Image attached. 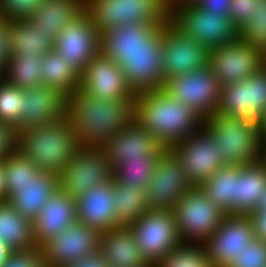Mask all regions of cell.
Masks as SVG:
<instances>
[{
  "label": "cell",
  "mask_w": 266,
  "mask_h": 267,
  "mask_svg": "<svg viewBox=\"0 0 266 267\" xmlns=\"http://www.w3.org/2000/svg\"><path fill=\"white\" fill-rule=\"evenodd\" d=\"M3 167L6 190L25 186L41 172L18 150L3 160Z\"/></svg>",
  "instance_id": "obj_38"
},
{
  "label": "cell",
  "mask_w": 266,
  "mask_h": 267,
  "mask_svg": "<svg viewBox=\"0 0 266 267\" xmlns=\"http://www.w3.org/2000/svg\"><path fill=\"white\" fill-rule=\"evenodd\" d=\"M248 217L252 222L254 237L266 241V211H253Z\"/></svg>",
  "instance_id": "obj_47"
},
{
  "label": "cell",
  "mask_w": 266,
  "mask_h": 267,
  "mask_svg": "<svg viewBox=\"0 0 266 267\" xmlns=\"http://www.w3.org/2000/svg\"><path fill=\"white\" fill-rule=\"evenodd\" d=\"M18 133L15 127L0 120V161L17 150Z\"/></svg>",
  "instance_id": "obj_45"
},
{
  "label": "cell",
  "mask_w": 266,
  "mask_h": 267,
  "mask_svg": "<svg viewBox=\"0 0 266 267\" xmlns=\"http://www.w3.org/2000/svg\"><path fill=\"white\" fill-rule=\"evenodd\" d=\"M266 188V159L242 166L236 180L234 215L248 216L253 212L259 196Z\"/></svg>",
  "instance_id": "obj_30"
},
{
  "label": "cell",
  "mask_w": 266,
  "mask_h": 267,
  "mask_svg": "<svg viewBox=\"0 0 266 267\" xmlns=\"http://www.w3.org/2000/svg\"><path fill=\"white\" fill-rule=\"evenodd\" d=\"M22 111V89L0 77V120L15 126Z\"/></svg>",
  "instance_id": "obj_40"
},
{
  "label": "cell",
  "mask_w": 266,
  "mask_h": 267,
  "mask_svg": "<svg viewBox=\"0 0 266 267\" xmlns=\"http://www.w3.org/2000/svg\"><path fill=\"white\" fill-rule=\"evenodd\" d=\"M9 56L7 21L0 17V76L6 67Z\"/></svg>",
  "instance_id": "obj_48"
},
{
  "label": "cell",
  "mask_w": 266,
  "mask_h": 267,
  "mask_svg": "<svg viewBox=\"0 0 266 267\" xmlns=\"http://www.w3.org/2000/svg\"><path fill=\"white\" fill-rule=\"evenodd\" d=\"M216 113L260 123L266 113V68L245 80L221 85Z\"/></svg>",
  "instance_id": "obj_14"
},
{
  "label": "cell",
  "mask_w": 266,
  "mask_h": 267,
  "mask_svg": "<svg viewBox=\"0 0 266 267\" xmlns=\"http://www.w3.org/2000/svg\"><path fill=\"white\" fill-rule=\"evenodd\" d=\"M8 201V193L5 186L3 161H0V203Z\"/></svg>",
  "instance_id": "obj_50"
},
{
  "label": "cell",
  "mask_w": 266,
  "mask_h": 267,
  "mask_svg": "<svg viewBox=\"0 0 266 267\" xmlns=\"http://www.w3.org/2000/svg\"><path fill=\"white\" fill-rule=\"evenodd\" d=\"M59 189L58 176L41 171L36 178L19 188H9L8 203L23 217L34 220L43 205Z\"/></svg>",
  "instance_id": "obj_26"
},
{
  "label": "cell",
  "mask_w": 266,
  "mask_h": 267,
  "mask_svg": "<svg viewBox=\"0 0 266 267\" xmlns=\"http://www.w3.org/2000/svg\"><path fill=\"white\" fill-rule=\"evenodd\" d=\"M12 251L0 240V267L3 266Z\"/></svg>",
  "instance_id": "obj_52"
},
{
  "label": "cell",
  "mask_w": 266,
  "mask_h": 267,
  "mask_svg": "<svg viewBox=\"0 0 266 267\" xmlns=\"http://www.w3.org/2000/svg\"><path fill=\"white\" fill-rule=\"evenodd\" d=\"M54 50L80 74L100 53V33L86 11L61 31L55 39Z\"/></svg>",
  "instance_id": "obj_18"
},
{
  "label": "cell",
  "mask_w": 266,
  "mask_h": 267,
  "mask_svg": "<svg viewBox=\"0 0 266 267\" xmlns=\"http://www.w3.org/2000/svg\"><path fill=\"white\" fill-rule=\"evenodd\" d=\"M41 66V59L35 55H10L0 77L20 89L41 86Z\"/></svg>",
  "instance_id": "obj_34"
},
{
  "label": "cell",
  "mask_w": 266,
  "mask_h": 267,
  "mask_svg": "<svg viewBox=\"0 0 266 267\" xmlns=\"http://www.w3.org/2000/svg\"><path fill=\"white\" fill-rule=\"evenodd\" d=\"M65 267H109L108 263L99 252L93 255L86 256L82 259L76 260L74 263L66 265Z\"/></svg>",
  "instance_id": "obj_49"
},
{
  "label": "cell",
  "mask_w": 266,
  "mask_h": 267,
  "mask_svg": "<svg viewBox=\"0 0 266 267\" xmlns=\"http://www.w3.org/2000/svg\"><path fill=\"white\" fill-rule=\"evenodd\" d=\"M2 267H43L40 248L29 251H12Z\"/></svg>",
  "instance_id": "obj_43"
},
{
  "label": "cell",
  "mask_w": 266,
  "mask_h": 267,
  "mask_svg": "<svg viewBox=\"0 0 266 267\" xmlns=\"http://www.w3.org/2000/svg\"><path fill=\"white\" fill-rule=\"evenodd\" d=\"M98 252L109 267H152L144 258L129 226L102 232Z\"/></svg>",
  "instance_id": "obj_25"
},
{
  "label": "cell",
  "mask_w": 266,
  "mask_h": 267,
  "mask_svg": "<svg viewBox=\"0 0 266 267\" xmlns=\"http://www.w3.org/2000/svg\"><path fill=\"white\" fill-rule=\"evenodd\" d=\"M162 24H126L100 33V48H132L145 43Z\"/></svg>",
  "instance_id": "obj_35"
},
{
  "label": "cell",
  "mask_w": 266,
  "mask_h": 267,
  "mask_svg": "<svg viewBox=\"0 0 266 267\" xmlns=\"http://www.w3.org/2000/svg\"><path fill=\"white\" fill-rule=\"evenodd\" d=\"M260 129H261V138H262V141L265 147L266 146V113L260 122Z\"/></svg>",
  "instance_id": "obj_54"
},
{
  "label": "cell",
  "mask_w": 266,
  "mask_h": 267,
  "mask_svg": "<svg viewBox=\"0 0 266 267\" xmlns=\"http://www.w3.org/2000/svg\"><path fill=\"white\" fill-rule=\"evenodd\" d=\"M241 169L242 166L226 165L200 185L208 199L227 215H234L236 180Z\"/></svg>",
  "instance_id": "obj_31"
},
{
  "label": "cell",
  "mask_w": 266,
  "mask_h": 267,
  "mask_svg": "<svg viewBox=\"0 0 266 267\" xmlns=\"http://www.w3.org/2000/svg\"><path fill=\"white\" fill-rule=\"evenodd\" d=\"M226 267H266V241L253 239Z\"/></svg>",
  "instance_id": "obj_41"
},
{
  "label": "cell",
  "mask_w": 266,
  "mask_h": 267,
  "mask_svg": "<svg viewBox=\"0 0 266 267\" xmlns=\"http://www.w3.org/2000/svg\"><path fill=\"white\" fill-rule=\"evenodd\" d=\"M41 62L42 85L56 88L65 96L80 87V73L57 51L47 52Z\"/></svg>",
  "instance_id": "obj_32"
},
{
  "label": "cell",
  "mask_w": 266,
  "mask_h": 267,
  "mask_svg": "<svg viewBox=\"0 0 266 267\" xmlns=\"http://www.w3.org/2000/svg\"><path fill=\"white\" fill-rule=\"evenodd\" d=\"M77 221L76 199L58 189L33 220L36 246L40 247Z\"/></svg>",
  "instance_id": "obj_23"
},
{
  "label": "cell",
  "mask_w": 266,
  "mask_h": 267,
  "mask_svg": "<svg viewBox=\"0 0 266 267\" xmlns=\"http://www.w3.org/2000/svg\"><path fill=\"white\" fill-rule=\"evenodd\" d=\"M58 179L59 189L77 199L94 186L113 180V167L102 147L81 146Z\"/></svg>",
  "instance_id": "obj_9"
},
{
  "label": "cell",
  "mask_w": 266,
  "mask_h": 267,
  "mask_svg": "<svg viewBox=\"0 0 266 267\" xmlns=\"http://www.w3.org/2000/svg\"><path fill=\"white\" fill-rule=\"evenodd\" d=\"M81 147L67 117L18 133L17 150L40 171L59 175Z\"/></svg>",
  "instance_id": "obj_3"
},
{
  "label": "cell",
  "mask_w": 266,
  "mask_h": 267,
  "mask_svg": "<svg viewBox=\"0 0 266 267\" xmlns=\"http://www.w3.org/2000/svg\"><path fill=\"white\" fill-rule=\"evenodd\" d=\"M7 28L9 55H35L41 59L54 50V42L28 19L7 21Z\"/></svg>",
  "instance_id": "obj_28"
},
{
  "label": "cell",
  "mask_w": 266,
  "mask_h": 267,
  "mask_svg": "<svg viewBox=\"0 0 266 267\" xmlns=\"http://www.w3.org/2000/svg\"><path fill=\"white\" fill-rule=\"evenodd\" d=\"M153 267H213L204 244L180 243Z\"/></svg>",
  "instance_id": "obj_36"
},
{
  "label": "cell",
  "mask_w": 266,
  "mask_h": 267,
  "mask_svg": "<svg viewBox=\"0 0 266 267\" xmlns=\"http://www.w3.org/2000/svg\"><path fill=\"white\" fill-rule=\"evenodd\" d=\"M67 96L50 86L22 89V111L15 131L51 124L66 117Z\"/></svg>",
  "instance_id": "obj_20"
},
{
  "label": "cell",
  "mask_w": 266,
  "mask_h": 267,
  "mask_svg": "<svg viewBox=\"0 0 266 267\" xmlns=\"http://www.w3.org/2000/svg\"><path fill=\"white\" fill-rule=\"evenodd\" d=\"M101 147L109 156L112 167L121 160L150 159L166 149L150 131L143 129L135 120Z\"/></svg>",
  "instance_id": "obj_22"
},
{
  "label": "cell",
  "mask_w": 266,
  "mask_h": 267,
  "mask_svg": "<svg viewBox=\"0 0 266 267\" xmlns=\"http://www.w3.org/2000/svg\"><path fill=\"white\" fill-rule=\"evenodd\" d=\"M253 211H266V188L261 192Z\"/></svg>",
  "instance_id": "obj_51"
},
{
  "label": "cell",
  "mask_w": 266,
  "mask_h": 267,
  "mask_svg": "<svg viewBox=\"0 0 266 267\" xmlns=\"http://www.w3.org/2000/svg\"><path fill=\"white\" fill-rule=\"evenodd\" d=\"M163 30L164 25L140 47L100 48L104 57L117 62L135 93L160 90L164 85L161 55Z\"/></svg>",
  "instance_id": "obj_5"
},
{
  "label": "cell",
  "mask_w": 266,
  "mask_h": 267,
  "mask_svg": "<svg viewBox=\"0 0 266 267\" xmlns=\"http://www.w3.org/2000/svg\"><path fill=\"white\" fill-rule=\"evenodd\" d=\"M0 240L11 251L37 248L33 221L23 217L8 202L0 203Z\"/></svg>",
  "instance_id": "obj_29"
},
{
  "label": "cell",
  "mask_w": 266,
  "mask_h": 267,
  "mask_svg": "<svg viewBox=\"0 0 266 267\" xmlns=\"http://www.w3.org/2000/svg\"><path fill=\"white\" fill-rule=\"evenodd\" d=\"M86 12L99 33L120 25L171 21L167 0H86Z\"/></svg>",
  "instance_id": "obj_6"
},
{
  "label": "cell",
  "mask_w": 266,
  "mask_h": 267,
  "mask_svg": "<svg viewBox=\"0 0 266 267\" xmlns=\"http://www.w3.org/2000/svg\"><path fill=\"white\" fill-rule=\"evenodd\" d=\"M134 120L167 149L199 131L204 118L160 89L136 93Z\"/></svg>",
  "instance_id": "obj_2"
},
{
  "label": "cell",
  "mask_w": 266,
  "mask_h": 267,
  "mask_svg": "<svg viewBox=\"0 0 266 267\" xmlns=\"http://www.w3.org/2000/svg\"><path fill=\"white\" fill-rule=\"evenodd\" d=\"M80 88L97 99L120 100L136 95L117 62L101 53L80 74Z\"/></svg>",
  "instance_id": "obj_21"
},
{
  "label": "cell",
  "mask_w": 266,
  "mask_h": 267,
  "mask_svg": "<svg viewBox=\"0 0 266 267\" xmlns=\"http://www.w3.org/2000/svg\"><path fill=\"white\" fill-rule=\"evenodd\" d=\"M256 10V0H232L229 9V18L239 29L248 18L253 17Z\"/></svg>",
  "instance_id": "obj_44"
},
{
  "label": "cell",
  "mask_w": 266,
  "mask_h": 267,
  "mask_svg": "<svg viewBox=\"0 0 266 267\" xmlns=\"http://www.w3.org/2000/svg\"><path fill=\"white\" fill-rule=\"evenodd\" d=\"M181 243L205 244L227 215L194 186L172 210Z\"/></svg>",
  "instance_id": "obj_7"
},
{
  "label": "cell",
  "mask_w": 266,
  "mask_h": 267,
  "mask_svg": "<svg viewBox=\"0 0 266 267\" xmlns=\"http://www.w3.org/2000/svg\"><path fill=\"white\" fill-rule=\"evenodd\" d=\"M195 0H167L170 9L180 6L181 4L193 3Z\"/></svg>",
  "instance_id": "obj_53"
},
{
  "label": "cell",
  "mask_w": 266,
  "mask_h": 267,
  "mask_svg": "<svg viewBox=\"0 0 266 267\" xmlns=\"http://www.w3.org/2000/svg\"><path fill=\"white\" fill-rule=\"evenodd\" d=\"M202 128L218 145L227 165L245 166L264 158L260 123L255 120L215 112L204 119Z\"/></svg>",
  "instance_id": "obj_4"
},
{
  "label": "cell",
  "mask_w": 266,
  "mask_h": 267,
  "mask_svg": "<svg viewBox=\"0 0 266 267\" xmlns=\"http://www.w3.org/2000/svg\"><path fill=\"white\" fill-rule=\"evenodd\" d=\"M238 35L257 48H266V0H256L255 14L238 29Z\"/></svg>",
  "instance_id": "obj_39"
},
{
  "label": "cell",
  "mask_w": 266,
  "mask_h": 267,
  "mask_svg": "<svg viewBox=\"0 0 266 267\" xmlns=\"http://www.w3.org/2000/svg\"><path fill=\"white\" fill-rule=\"evenodd\" d=\"M161 55L164 80L209 66V49L185 35L171 21L164 25Z\"/></svg>",
  "instance_id": "obj_13"
},
{
  "label": "cell",
  "mask_w": 266,
  "mask_h": 267,
  "mask_svg": "<svg viewBox=\"0 0 266 267\" xmlns=\"http://www.w3.org/2000/svg\"><path fill=\"white\" fill-rule=\"evenodd\" d=\"M171 22L209 50L239 38L238 29L228 16L206 12L194 3L174 7L171 10Z\"/></svg>",
  "instance_id": "obj_8"
},
{
  "label": "cell",
  "mask_w": 266,
  "mask_h": 267,
  "mask_svg": "<svg viewBox=\"0 0 266 267\" xmlns=\"http://www.w3.org/2000/svg\"><path fill=\"white\" fill-rule=\"evenodd\" d=\"M112 200L113 180L86 191L76 199L77 222L93 227L101 233L118 227Z\"/></svg>",
  "instance_id": "obj_24"
},
{
  "label": "cell",
  "mask_w": 266,
  "mask_h": 267,
  "mask_svg": "<svg viewBox=\"0 0 266 267\" xmlns=\"http://www.w3.org/2000/svg\"><path fill=\"white\" fill-rule=\"evenodd\" d=\"M171 149L181 160L185 175L195 186H200L227 165L217 150L218 145L203 128L180 140Z\"/></svg>",
  "instance_id": "obj_17"
},
{
  "label": "cell",
  "mask_w": 266,
  "mask_h": 267,
  "mask_svg": "<svg viewBox=\"0 0 266 267\" xmlns=\"http://www.w3.org/2000/svg\"><path fill=\"white\" fill-rule=\"evenodd\" d=\"M232 0H195L193 3L200 9L229 17V9Z\"/></svg>",
  "instance_id": "obj_46"
},
{
  "label": "cell",
  "mask_w": 266,
  "mask_h": 267,
  "mask_svg": "<svg viewBox=\"0 0 266 267\" xmlns=\"http://www.w3.org/2000/svg\"><path fill=\"white\" fill-rule=\"evenodd\" d=\"M159 155L150 159L121 160L113 167V178L122 184L146 190Z\"/></svg>",
  "instance_id": "obj_37"
},
{
  "label": "cell",
  "mask_w": 266,
  "mask_h": 267,
  "mask_svg": "<svg viewBox=\"0 0 266 267\" xmlns=\"http://www.w3.org/2000/svg\"><path fill=\"white\" fill-rule=\"evenodd\" d=\"M114 211L117 226H129L137 221L144 212L149 211L144 189L122 184L113 178Z\"/></svg>",
  "instance_id": "obj_33"
},
{
  "label": "cell",
  "mask_w": 266,
  "mask_h": 267,
  "mask_svg": "<svg viewBox=\"0 0 266 267\" xmlns=\"http://www.w3.org/2000/svg\"><path fill=\"white\" fill-rule=\"evenodd\" d=\"M162 90L171 98L188 105L204 119L214 114L220 104L221 84L209 66L166 79Z\"/></svg>",
  "instance_id": "obj_11"
},
{
  "label": "cell",
  "mask_w": 266,
  "mask_h": 267,
  "mask_svg": "<svg viewBox=\"0 0 266 267\" xmlns=\"http://www.w3.org/2000/svg\"><path fill=\"white\" fill-rule=\"evenodd\" d=\"M129 228L144 258L152 267L181 243L172 210L144 212Z\"/></svg>",
  "instance_id": "obj_12"
},
{
  "label": "cell",
  "mask_w": 266,
  "mask_h": 267,
  "mask_svg": "<svg viewBox=\"0 0 266 267\" xmlns=\"http://www.w3.org/2000/svg\"><path fill=\"white\" fill-rule=\"evenodd\" d=\"M135 97L97 99L77 87L67 96L66 117L81 146L101 147L134 121Z\"/></svg>",
  "instance_id": "obj_1"
},
{
  "label": "cell",
  "mask_w": 266,
  "mask_h": 267,
  "mask_svg": "<svg viewBox=\"0 0 266 267\" xmlns=\"http://www.w3.org/2000/svg\"><path fill=\"white\" fill-rule=\"evenodd\" d=\"M195 185L185 175L182 162L171 148L157 158L146 186L149 210H173L179 199Z\"/></svg>",
  "instance_id": "obj_10"
},
{
  "label": "cell",
  "mask_w": 266,
  "mask_h": 267,
  "mask_svg": "<svg viewBox=\"0 0 266 267\" xmlns=\"http://www.w3.org/2000/svg\"><path fill=\"white\" fill-rule=\"evenodd\" d=\"M255 239L251 219L226 215L204 244L213 267H226Z\"/></svg>",
  "instance_id": "obj_19"
},
{
  "label": "cell",
  "mask_w": 266,
  "mask_h": 267,
  "mask_svg": "<svg viewBox=\"0 0 266 267\" xmlns=\"http://www.w3.org/2000/svg\"><path fill=\"white\" fill-rule=\"evenodd\" d=\"M264 158L266 159V146H265V150H264Z\"/></svg>",
  "instance_id": "obj_56"
},
{
  "label": "cell",
  "mask_w": 266,
  "mask_h": 267,
  "mask_svg": "<svg viewBox=\"0 0 266 267\" xmlns=\"http://www.w3.org/2000/svg\"><path fill=\"white\" fill-rule=\"evenodd\" d=\"M101 232L79 222L65 228L39 248L43 267H65L99 251Z\"/></svg>",
  "instance_id": "obj_15"
},
{
  "label": "cell",
  "mask_w": 266,
  "mask_h": 267,
  "mask_svg": "<svg viewBox=\"0 0 266 267\" xmlns=\"http://www.w3.org/2000/svg\"><path fill=\"white\" fill-rule=\"evenodd\" d=\"M45 0H0V17L6 21L29 19Z\"/></svg>",
  "instance_id": "obj_42"
},
{
  "label": "cell",
  "mask_w": 266,
  "mask_h": 267,
  "mask_svg": "<svg viewBox=\"0 0 266 267\" xmlns=\"http://www.w3.org/2000/svg\"><path fill=\"white\" fill-rule=\"evenodd\" d=\"M209 67L221 85L242 81L264 67L263 50L238 38L210 49Z\"/></svg>",
  "instance_id": "obj_16"
},
{
  "label": "cell",
  "mask_w": 266,
  "mask_h": 267,
  "mask_svg": "<svg viewBox=\"0 0 266 267\" xmlns=\"http://www.w3.org/2000/svg\"><path fill=\"white\" fill-rule=\"evenodd\" d=\"M86 11V0H45L28 19L53 42L71 21Z\"/></svg>",
  "instance_id": "obj_27"
},
{
  "label": "cell",
  "mask_w": 266,
  "mask_h": 267,
  "mask_svg": "<svg viewBox=\"0 0 266 267\" xmlns=\"http://www.w3.org/2000/svg\"><path fill=\"white\" fill-rule=\"evenodd\" d=\"M264 68H266V48L263 50Z\"/></svg>",
  "instance_id": "obj_55"
}]
</instances>
